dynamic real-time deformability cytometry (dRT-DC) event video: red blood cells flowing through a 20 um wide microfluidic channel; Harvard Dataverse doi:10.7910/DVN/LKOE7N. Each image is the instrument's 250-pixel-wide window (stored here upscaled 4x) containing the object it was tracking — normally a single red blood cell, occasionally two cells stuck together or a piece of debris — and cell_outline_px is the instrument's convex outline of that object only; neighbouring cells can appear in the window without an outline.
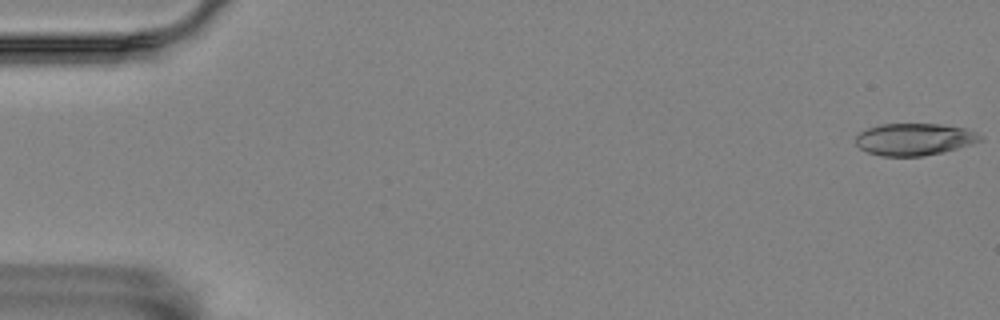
{"species": "Egyptian fruit bat (a non-hibernating species)", "species_latin": "Rousettus aegyptiacus", "temperature_condition": "room temperature", "stored_images_in_passage": 57, "camera_frame_rate_fps": 3000, "um_per_image_px": 0.085, "animal": {"sex": "female"}, "frame": {"image": 1, "passage_image": 1, "time_ms": 0.0, "image_size_px": [1000, 320], "cell_outline_px": [[984, 140], [972, 144], [944, 152], [924, 156], [880, 156], [868, 152], [860, 148], [856, 144], [856, 136], [860, 132], [868, 128], [880, 124], [940, 124], [964, 128], [976, 132], [984, 136]], "centroid_in_image_um": [77.75, 11.84], "position_along_channel_um": 7.2, "area_um2": 23.41}}
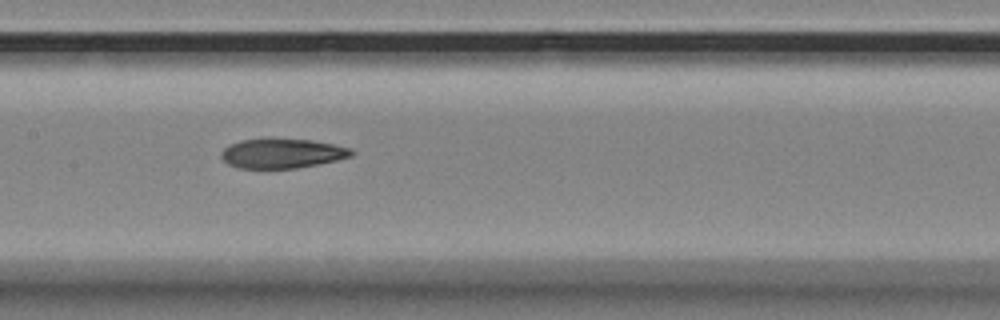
{"frame": {"image": 2, "passage_image": 28, "time_ms": 9.0, "image_size_px": [1000, 320], "cell_outline_px": [[356, 152], [352, 156], [336, 160], [296, 168], [240, 168], [228, 164], [220, 156], [220, 152], [228, 144], [240, 140], [312, 140], [352, 148]], "centroid_in_image_um": [23.98, 13.05], "position_along_channel_um": 183.4, "area_um2": 22.08}}
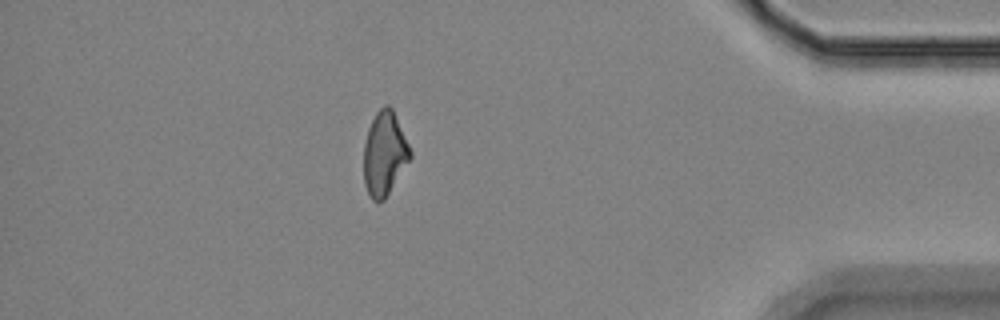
{"frame": {"image": 3, "passage_image": 50, "time_ms": 16.333, "image_size_px": [1000, 320], "cell_outline_px": [[412, 156], [384, 200], [372, 200], [364, 184], [364, 144], [368, 128], [376, 112], [384, 104], [388, 104], [392, 108], [412, 152]], "centroid_in_image_um": [32.67, 13.04], "position_along_channel_um": 402.5, "area_um2": 22.48}, "authors_computed_cell_mechanics": {"area_um2": 23.409, "velocity_mm_per_s": 3.5215, "shape_relaxation_time_tau1_ms": null, "shape_relaxation_time_tau2_ms": 11.0276, "deformation_change_tau1": null, "deformation_change_tau2": 0.1941}}